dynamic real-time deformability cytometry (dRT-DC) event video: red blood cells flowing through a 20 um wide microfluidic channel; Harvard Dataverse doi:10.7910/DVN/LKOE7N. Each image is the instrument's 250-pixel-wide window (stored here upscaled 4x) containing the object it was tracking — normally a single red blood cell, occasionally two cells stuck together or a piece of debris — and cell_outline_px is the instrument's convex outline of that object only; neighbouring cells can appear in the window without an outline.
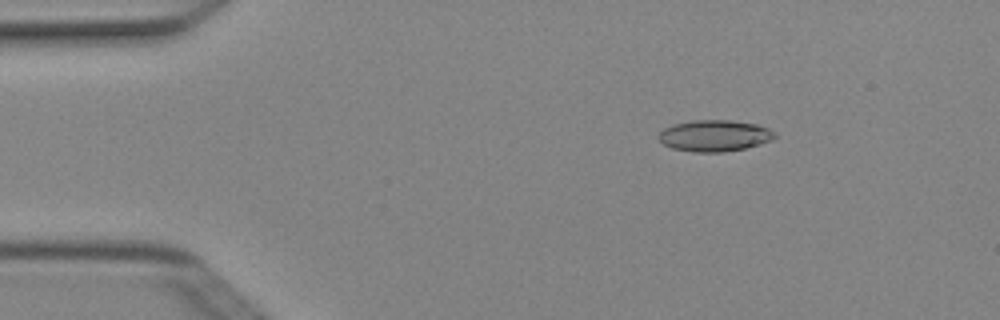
{"species": "Egyptian fruit bat (a non-hibernating species)", "species_latin": "Rousettus aegyptiacus", "temperature_condition": "cold", "stored_images_in_passage": 5, "camera_frame_rate_fps": 3000, "um_per_image_px": 0.085, "animal": {"sex": "female"}, "frame": {"image": 1, "passage_image": 3, "time_ms": 0.667, "image_size_px": [1000, 320], "cell_outline_px": [[776, 136], [772, 140], [760, 144], [744, 148], [724, 152], [692, 152], [672, 148], [664, 144], [656, 136], [664, 128], [672, 124], [696, 120], [732, 120], [756, 124], [768, 128], [776, 132]], "centroid_in_image_um": [60.73, 11.53], "position_along_channel_um": 24.3, "area_um2": 21.33}}
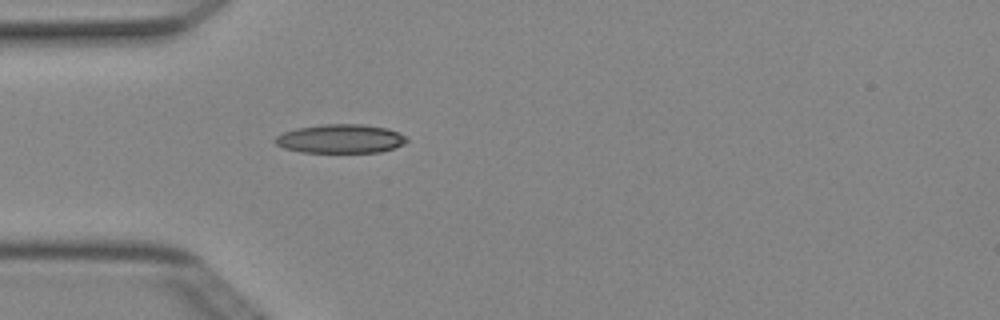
{"frame": {"image": 2, "passage_image": 5, "time_ms": 1.333, "image_size_px": [1000, 320], "cell_outline_px": [[408, 140], [404, 144], [380, 152], [300, 152], [284, 148], [276, 144], [272, 140], [276, 136], [284, 132], [296, 128], [324, 124], [360, 124], [388, 128], [400, 132], [408, 136]], "centroid_in_image_um": [28.96, 11.79], "position_along_channel_um": 56.0, "area_um2": 22.25}}